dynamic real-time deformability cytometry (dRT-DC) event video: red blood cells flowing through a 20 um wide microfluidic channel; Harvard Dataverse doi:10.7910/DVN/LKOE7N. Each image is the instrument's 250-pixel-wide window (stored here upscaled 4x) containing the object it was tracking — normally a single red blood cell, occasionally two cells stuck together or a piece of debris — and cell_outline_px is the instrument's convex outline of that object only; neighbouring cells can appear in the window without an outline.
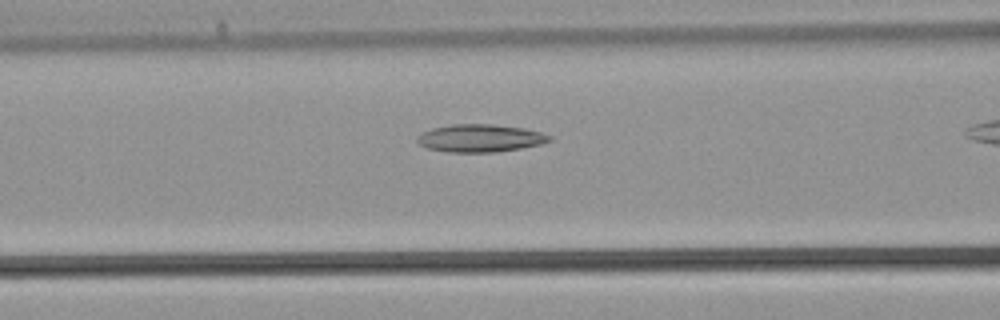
{"species": "common noctule bat (a hibernating species)", "species_latin": "Nyctalus noctula", "temperature_condition": "warm", "stored_images_in_passage": 17, "camera_frame_rate_fps": 3000, "um_per_image_px": 0.085, "animal": {"sex": "male", "body_mass_g": 21.5, "forearm_length_mm": 52.0}, "frame": {"image": 1, "passage_image": 6, "time_ms": 1.667, "image_size_px": [1000, 320], "cell_outline_px": [[552, 140], [540, 144], [520, 148], [496, 152], [448, 152], [424, 148], [416, 140], [416, 136], [432, 128], [452, 124], [492, 124], [524, 128], [540, 132], [552, 136]], "centroid_in_image_um": [40.79, 11.74], "position_along_channel_um": 125.8, "area_um2": 21.39}}
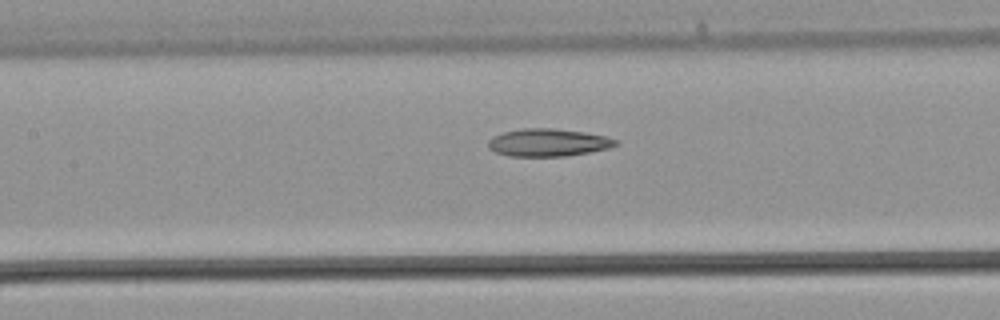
{"frame": {"image": 2, "passage_image": 8, "time_ms": 2.333, "image_size_px": [1000, 320], "cell_outline_px": [[620, 144], [608, 148], [588, 152], [564, 156], [508, 156], [496, 152], [488, 148], [488, 140], [492, 136], [504, 132], [520, 128], [552, 128], [584, 132], [604, 136], [620, 140]], "centroid_in_image_um": [46.58, 12.11], "position_along_channel_um": 160.8, "area_um2": 20.58}}